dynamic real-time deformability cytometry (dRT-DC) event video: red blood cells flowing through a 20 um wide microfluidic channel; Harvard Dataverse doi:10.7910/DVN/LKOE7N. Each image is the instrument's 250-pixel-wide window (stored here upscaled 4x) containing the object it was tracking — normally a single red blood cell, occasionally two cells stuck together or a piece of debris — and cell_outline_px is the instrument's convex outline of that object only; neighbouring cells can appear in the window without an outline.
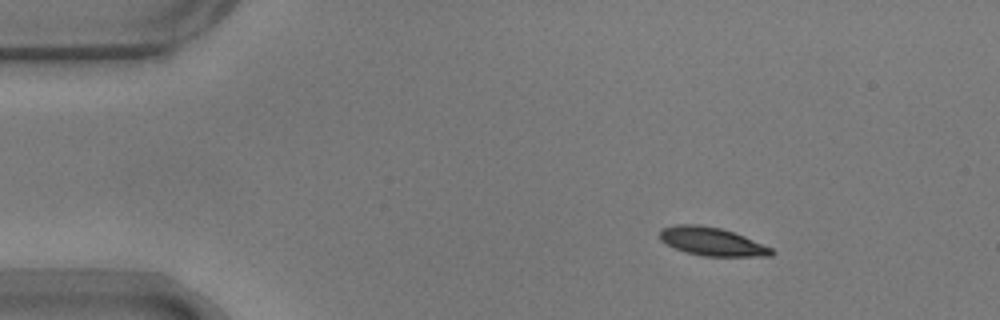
{"species": "common noctule bat (a hibernating species)", "species_latin": "Nyctalus noctula", "temperature_condition": "warm", "stored_images_in_passage": 48, "camera_frame_rate_fps": 3000, "um_per_image_px": 0.085, "animal": {"sex": "male", "body_mass_g": 17.9}, "frame": {"image": 1, "passage_image": 1, "time_ms": 0.0, "image_size_px": [1000, 320], "cell_outline_px": [[776, 252], [772, 256], [704, 256], [684, 252], [660, 240], [660, 228], [676, 224], [700, 224], [720, 228], [744, 236], [772, 248]], "centroid_in_image_um": [60.51, 20.53], "position_along_channel_um": 24.5, "area_um2": 18.44}}
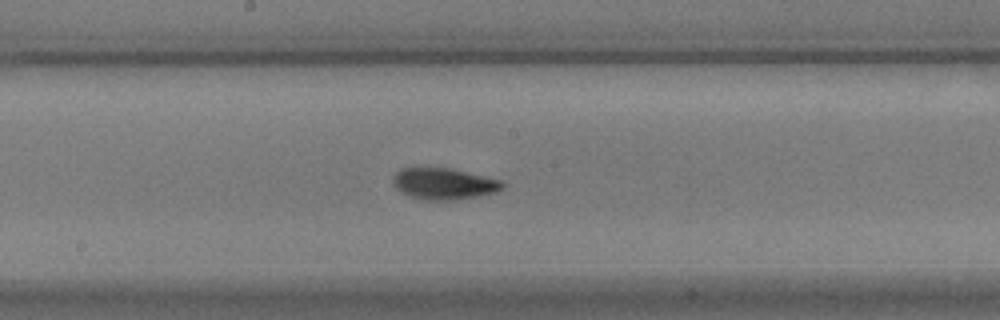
{"frame": {"image": 2, "passage_image": 22, "time_ms": 7.0, "image_size_px": [1000, 320], "cell_outline_px": [[504, 188], [496, 192], [476, 196], [452, 200], [420, 200], [400, 192], [392, 184], [392, 180], [396, 172], [400, 168], [420, 164], [428, 164], [448, 168], [504, 180]], "centroid_in_image_um": [37.65, 15.56], "position_along_channel_um": 210.5, "area_um2": 20.92}}
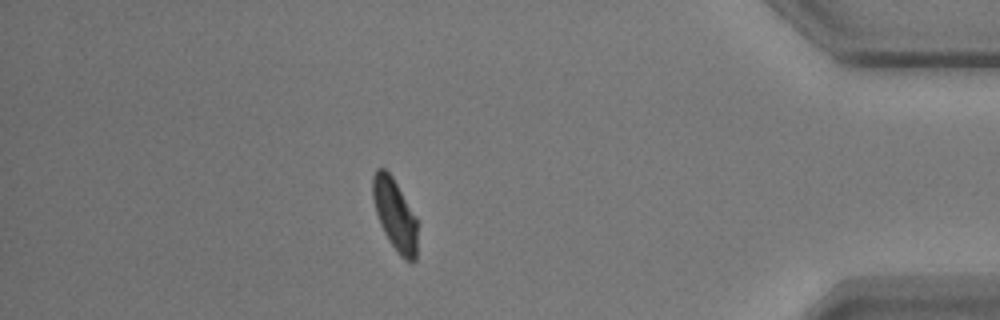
{"frame": {"image": 3, "passage_image": 41, "time_ms": 13.333, "image_size_px": [1000, 320], "cell_outline_px": [[416, 260], [404, 260], [400, 256], [388, 240], [380, 224], [372, 200], [372, 176], [376, 168], [384, 168], [392, 176], [416, 216]], "centroid_in_image_um": [33.53, 18.21], "position_along_channel_um": 401.7, "area_um2": 18.55}, "authors_computed_cell_mechanics": {"area_um2": 19.0451, "velocity_mm_per_s": 3.6614, "shape_relaxation_time_tau1_ms": 2.2321, "shape_relaxation_time_tau2_ms": 5.1459, "deformation_change_tau1": 0.1423, "deformation_change_tau2": 0.0558}}